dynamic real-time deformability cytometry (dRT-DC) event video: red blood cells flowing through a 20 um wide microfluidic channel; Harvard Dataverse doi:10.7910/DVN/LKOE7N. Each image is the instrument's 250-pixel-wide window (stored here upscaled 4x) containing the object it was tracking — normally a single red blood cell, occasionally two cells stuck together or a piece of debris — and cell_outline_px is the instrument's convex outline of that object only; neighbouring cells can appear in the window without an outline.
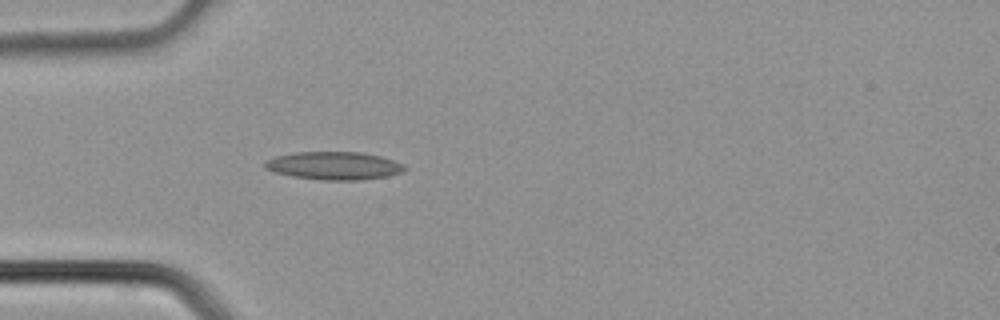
{"species": "common noctule bat (a hibernating species)", "species_latin": "Nyctalus noctula", "temperature_condition": "cold", "stored_images_in_passage": 3, "camera_frame_rate_fps": 3000, "um_per_image_px": 0.085, "animal": {"sex": "male", "body_mass_g": 21.5, "forearm_length_mm": 52.0}, "frame": {"image": 1, "passage_image": 3, "time_ms": 0.667, "image_size_px": [1000, 320], "cell_outline_px": [[408, 168], [400, 172], [388, 176], [360, 180], [324, 180], [292, 176], [276, 172], [264, 168], [264, 160], [276, 156], [296, 152], [364, 152], [380, 156], [404, 164]], "centroid_in_image_um": [28.39, 14.08], "position_along_channel_um": 56.6, "area_um2": 22.77}}